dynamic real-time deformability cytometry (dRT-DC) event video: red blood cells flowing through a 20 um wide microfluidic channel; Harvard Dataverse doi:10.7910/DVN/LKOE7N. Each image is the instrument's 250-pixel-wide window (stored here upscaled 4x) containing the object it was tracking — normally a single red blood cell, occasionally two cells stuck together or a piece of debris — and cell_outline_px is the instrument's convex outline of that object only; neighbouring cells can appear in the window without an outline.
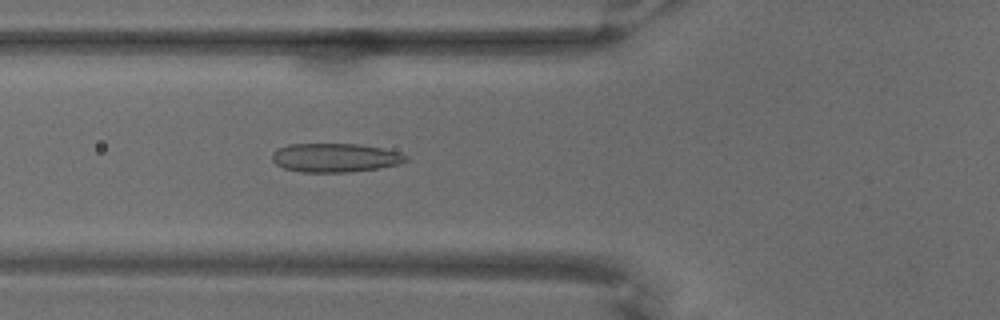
{"species": "common noctule bat (a hibernating species)", "species_latin": "Nyctalus noctula", "temperature_condition": "warm", "stored_images_in_passage": 69, "camera_frame_rate_fps": 3000, "um_per_image_px": 0.085, "animal": {"sex": "male", "body_mass_g": 18.8}, "frame": {"image": 1, "passage_image": 26, "time_ms": 8.333, "image_size_px": [1000, 320], "cell_outline_px": [[408, 160], [400, 164], [376, 168], [348, 172], [300, 172], [284, 168], [276, 164], [272, 160], [272, 152], [276, 148], [288, 144], [360, 144], [400, 152], [408, 156]], "centroid_in_image_um": [28.46, 13.4], "position_along_channel_um": 97.3, "area_um2": 22.54}}
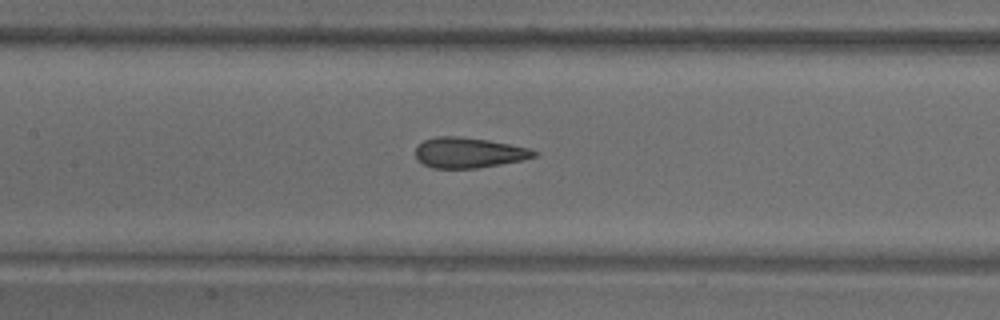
{"frame": {"image": 2, "passage_image": 33, "time_ms": 10.667, "image_size_px": [1000, 320], "cell_outline_px": [[540, 152], [536, 156], [524, 160], [476, 168], [432, 168], [416, 160], [416, 148], [424, 140], [436, 136], [460, 136], [488, 140], [528, 148]], "centroid_in_image_um": [39.84, 12.98], "position_along_channel_um": 167.6, "area_um2": 20.98}}
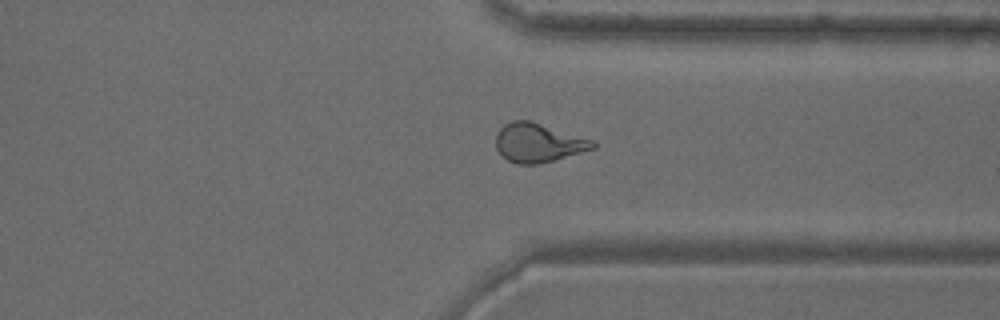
{"frame": {"image": 3, "passage_image": 53, "time_ms": 17.333, "image_size_px": [1000, 320], "cell_outline_px": [[596, 148], [540, 164], [520, 164], [508, 160], [496, 148], [496, 132], [504, 124], [512, 120], [532, 120], [592, 140], [596, 144]], "centroid_in_image_um": [45.74, 12.12], "position_along_channel_um": 365.7, "area_um2": 21.96}}